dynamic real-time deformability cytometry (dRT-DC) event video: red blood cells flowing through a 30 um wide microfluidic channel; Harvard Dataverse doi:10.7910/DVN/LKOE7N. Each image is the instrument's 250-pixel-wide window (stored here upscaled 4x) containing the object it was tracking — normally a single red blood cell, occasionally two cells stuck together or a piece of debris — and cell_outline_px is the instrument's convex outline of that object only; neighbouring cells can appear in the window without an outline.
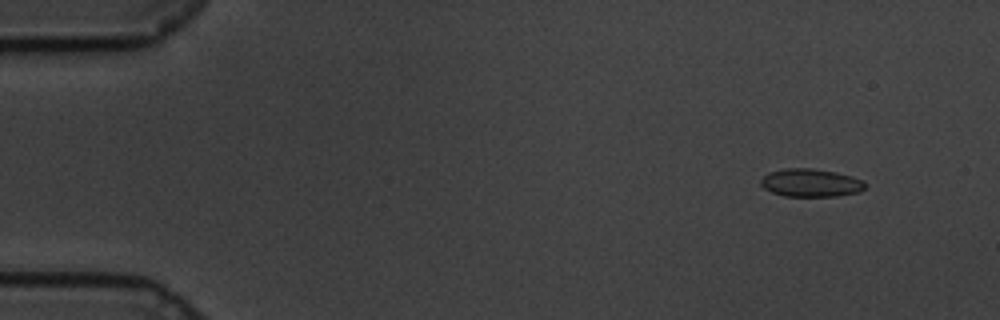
{"species": "common noctule bat (a hibernating species)", "species_latin": "Nyctalus noctula", "temperature_condition": "cold", "stored_images_in_passage": 57, "camera_frame_rate_fps": 3000, "um_per_image_px": 0.085, "animal": {"sex": "male", "body_mass_g": 19.5, "forearm_length_mm": 54.6}, "frame": {"image": 1, "passage_image": 2, "time_ms": 0.333, "image_size_px": [1000, 320], "cell_outline_px": [[864, 188], [860, 192], [836, 196], [784, 196], [772, 192], [764, 188], [760, 184], [760, 180], [768, 172], [788, 168], [812, 168], [836, 172], [852, 176], [864, 180]], "centroid_in_image_um": [68.91, 15.53], "position_along_channel_um": 16.1, "area_um2": 17.05}}
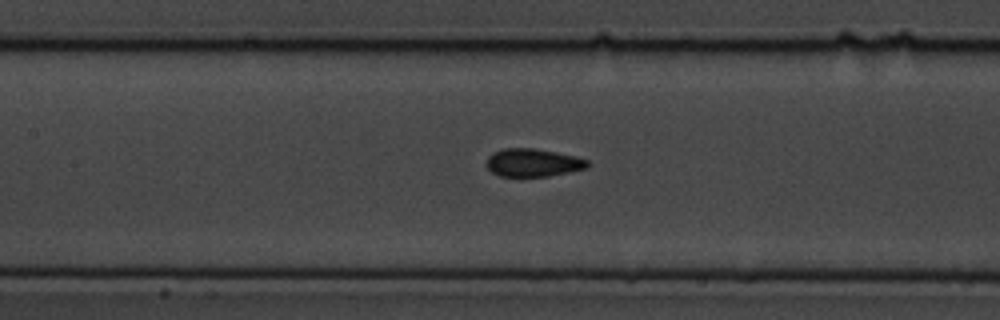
{"frame": {"image": 2, "passage_image": 24, "time_ms": 7.667, "image_size_px": [1000, 320], "cell_outline_px": [[588, 168], [548, 176], [500, 176], [492, 172], [484, 164], [488, 156], [492, 152], [504, 148], [532, 148], [556, 152], [576, 156], [588, 160]], "centroid_in_image_um": [45.27, 13.82], "position_along_channel_um": 162.1, "area_um2": 16.53}}
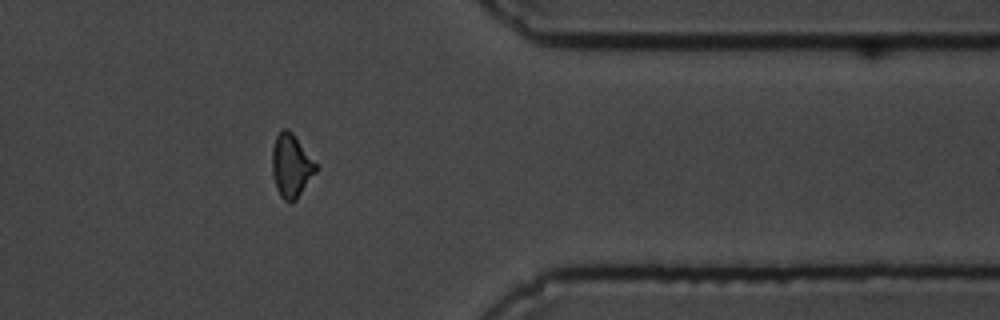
{"frame": {"image": 3, "passage_image": 45, "time_ms": 14.667, "image_size_px": [1000, 320], "cell_outline_px": [[316, 172], [296, 200], [288, 204], [280, 196], [276, 188], [272, 176], [272, 148], [276, 136], [284, 128], [288, 128], [292, 132], [316, 164]], "centroid_in_image_um": [24.72, 14.12], "position_along_channel_um": 386.7, "area_um2": 16.07}}